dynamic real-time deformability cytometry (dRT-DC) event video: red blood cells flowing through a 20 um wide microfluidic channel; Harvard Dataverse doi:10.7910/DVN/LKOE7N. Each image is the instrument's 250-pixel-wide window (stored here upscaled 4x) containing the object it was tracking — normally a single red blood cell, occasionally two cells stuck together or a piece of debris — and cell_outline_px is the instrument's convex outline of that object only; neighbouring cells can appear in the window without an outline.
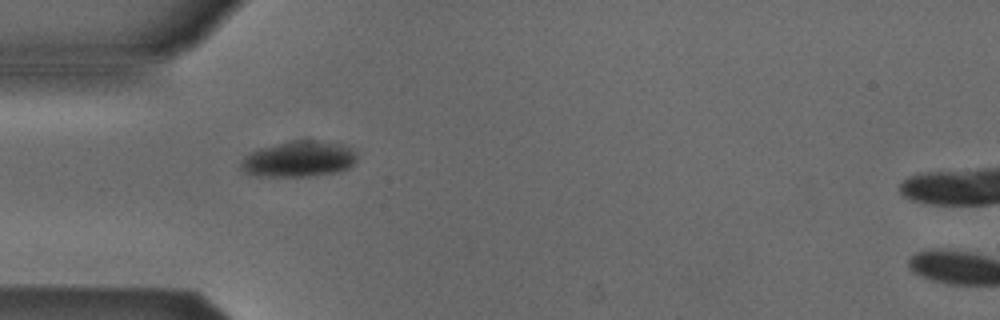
{"species": "Egyptian fruit bat (a non-hibernating species)", "species_latin": "Rousettus aegyptiacus", "temperature_condition": "cold", "stored_images_in_passage": 5, "camera_frame_rate_fps": 3000, "um_per_image_px": 0.085, "animal": {"sex": "male"}, "frame": {"image": 1, "passage_image": 2, "time_ms": 0.333, "image_size_px": [1000, 320], "cell_outline_px": [[356, 160], [348, 168], [336, 172], [316, 176], [256, 176], [244, 172], [240, 168], [240, 164], [244, 156], [260, 148], [292, 140], [316, 140], [340, 144], [352, 148], [356, 156]], "centroid_in_image_um": [25.38, 13.52], "position_along_channel_um": 59.6, "area_um2": 24.22}}